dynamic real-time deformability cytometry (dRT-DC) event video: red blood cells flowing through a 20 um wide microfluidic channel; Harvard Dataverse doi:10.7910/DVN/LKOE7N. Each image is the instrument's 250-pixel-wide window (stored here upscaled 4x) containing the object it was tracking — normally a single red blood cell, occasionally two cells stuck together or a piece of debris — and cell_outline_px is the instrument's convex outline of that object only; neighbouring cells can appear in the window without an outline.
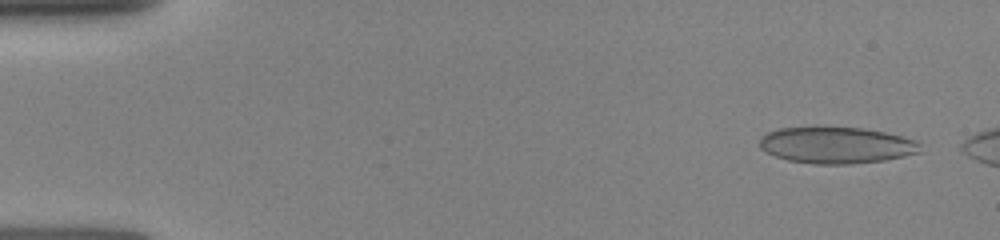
{"species": "human", "species_latin": "Homo sapiens", "temperature_condition": "room temperature", "stored_images_in_passage": 18, "camera_frame_rate_fps": 3000, "um_per_image_px": 0.085, "donor": {"sex": "female"}, "frame": {"image": 1, "passage_image": 3, "time_ms": 0.667, "image_size_px": [1000, 240], "cell_outline_px": [[920, 152], [904, 156], [884, 160], [852, 164], [812, 164], [788, 160], [776, 156], [760, 148], [760, 136], [768, 132], [780, 128], [812, 124], [864, 128], [884, 132], [916, 140], [920, 144]], "centroid_in_image_um": [71.05, 12.3], "position_along_channel_um": 14.0, "area_um2": 35.03}}
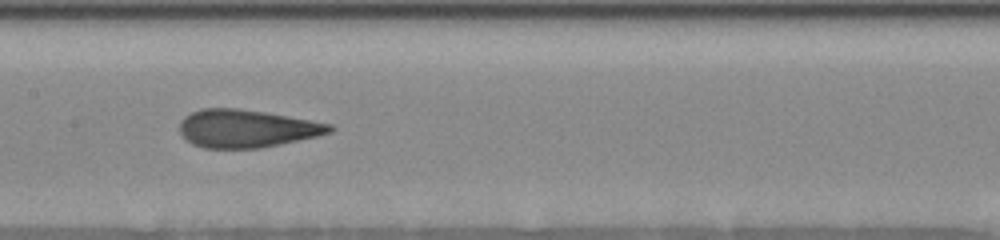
{"frame": {"image": 2, "passage_image": 13, "time_ms": 7.667, "image_size_px": [1000, 240], "cell_outline_px": [[336, 128], [332, 132], [316, 136], [280, 144], [260, 148], [204, 148], [192, 144], [180, 132], [180, 120], [184, 116], [200, 108], [236, 108], [264, 112], [332, 124]], "centroid_in_image_um": [20.95, 10.92], "position_along_channel_um": 186.5, "area_um2": 32.95}}
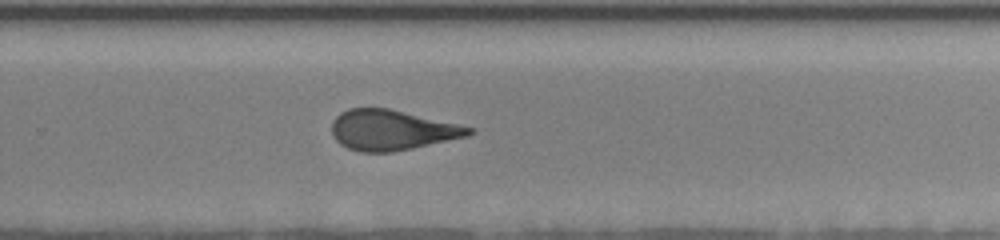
{"frame": {"image": 3, "passage_image": 18, "time_ms": 10.333, "image_size_px": [1000, 240], "cell_outline_px": [[476, 132], [468, 136], [412, 148], [392, 152], [360, 152], [348, 148], [340, 144], [336, 140], [332, 132], [332, 120], [340, 112], [348, 108], [388, 108], [476, 128]], "centroid_in_image_um": [33.31, 11.05], "position_along_channel_um": 296.5, "area_um2": 32.19}}